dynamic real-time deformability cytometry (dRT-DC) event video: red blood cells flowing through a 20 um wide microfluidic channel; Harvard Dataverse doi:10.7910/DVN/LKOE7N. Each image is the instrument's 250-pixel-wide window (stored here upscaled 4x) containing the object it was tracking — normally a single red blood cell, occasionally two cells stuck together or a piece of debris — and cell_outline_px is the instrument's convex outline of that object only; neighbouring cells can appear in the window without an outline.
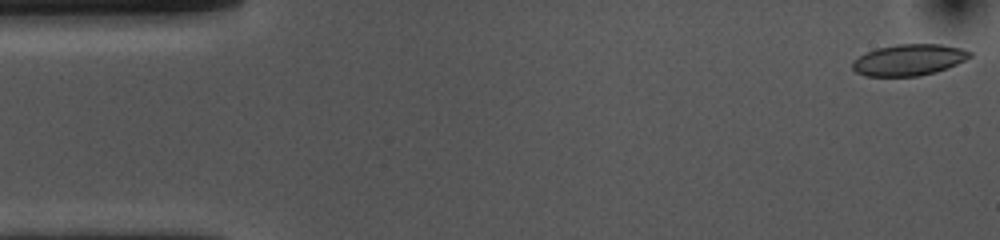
{"species": "common noctule bat (a hibernating species)", "species_latin": "Nyctalus noctula", "temperature_condition": "cold", "stored_images_in_passage": 51, "camera_frame_rate_fps": 3000, "um_per_image_px": 0.085, "animal": {"sex": "female", "body_mass_g": 10.0, "forearm_length_mm": 53.1}, "frame": {"image": 1, "passage_image": 1, "time_ms": 0.0, "image_size_px": [1000, 240], "cell_outline_px": [[972, 56], [948, 68], [936, 72], [920, 76], [864, 76], [856, 72], [852, 68], [852, 60], [876, 48], [900, 44], [940, 44], [960, 48], [972, 52]], "centroid_in_image_um": [77.25, 5.1], "position_along_channel_um": 7.8, "area_um2": 21.39}}
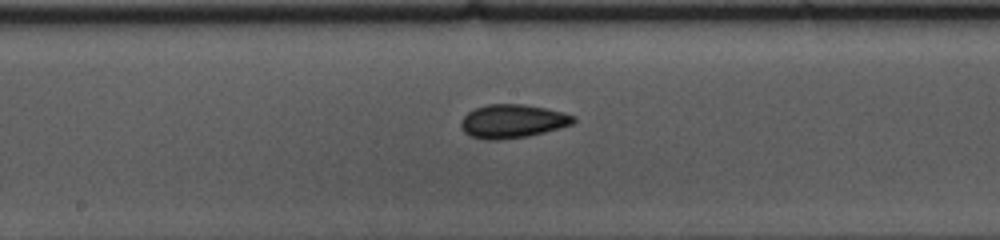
{"frame": {"image": 2, "passage_image": 26, "time_ms": 8.333, "image_size_px": [1000, 240], "cell_outline_px": [[576, 120], [572, 124], [560, 128], [528, 136], [496, 140], [484, 140], [472, 136], [464, 132], [460, 128], [460, 120], [468, 112], [476, 108], [488, 104], [520, 104], [544, 108], [564, 112], [576, 116]], "centroid_in_image_um": [43.56, 10.31], "position_along_channel_um": 204.6, "area_um2": 22.02}}
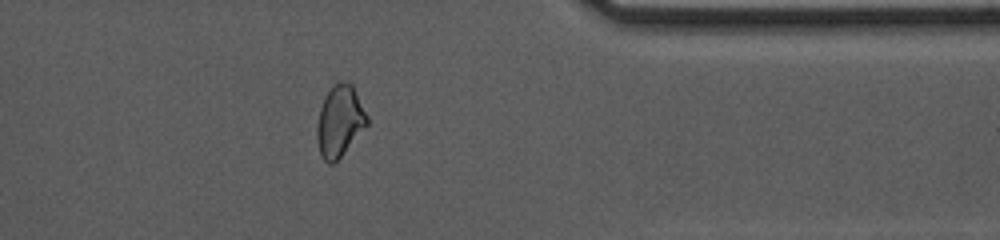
{"frame": {"image": 3, "passage_image": 42, "time_ms": 13.667, "image_size_px": [1000, 240], "cell_outline_px": [[368, 124], [340, 156], [332, 164], [328, 164], [320, 156], [316, 140], [316, 128], [320, 108], [324, 96], [332, 84], [336, 80], [348, 80], [352, 84], [368, 116]], "centroid_in_image_um": [28.85, 10.24], "position_along_channel_um": 382.6, "area_um2": 21.04}}